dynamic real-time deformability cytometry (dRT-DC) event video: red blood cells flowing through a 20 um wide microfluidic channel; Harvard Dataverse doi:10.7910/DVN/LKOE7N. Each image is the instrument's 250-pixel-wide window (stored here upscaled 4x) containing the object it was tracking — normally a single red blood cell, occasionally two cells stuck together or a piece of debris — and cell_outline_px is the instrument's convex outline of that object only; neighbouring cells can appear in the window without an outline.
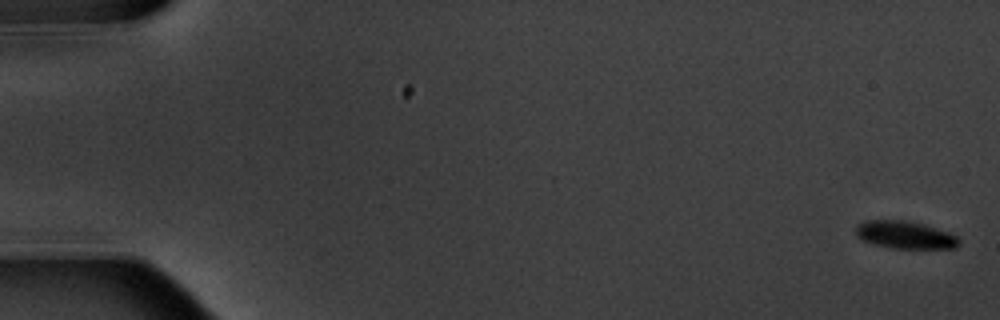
{"species": "common noctule bat (a hibernating species)", "species_latin": "Nyctalus noctula", "temperature_condition": "warm", "stored_images_in_passage": 6, "camera_frame_rate_fps": 3000, "um_per_image_px": 0.085, "animal": {"sex": "male", "body_mass_g": 20.1, "forearm_length_mm": 53.5}, "frame": {"image": 1, "passage_image": 1, "time_ms": 0.0, "image_size_px": [1000, 320], "cell_outline_px": [[960, 244], [956, 248], [892, 248], [876, 244], [864, 240], [856, 236], [856, 224], [864, 220], [904, 220], [924, 224], [948, 232], [956, 236], [960, 240]], "centroid_in_image_um": [76.93, 19.95], "position_along_channel_um": 8.1, "area_um2": 16.53}}